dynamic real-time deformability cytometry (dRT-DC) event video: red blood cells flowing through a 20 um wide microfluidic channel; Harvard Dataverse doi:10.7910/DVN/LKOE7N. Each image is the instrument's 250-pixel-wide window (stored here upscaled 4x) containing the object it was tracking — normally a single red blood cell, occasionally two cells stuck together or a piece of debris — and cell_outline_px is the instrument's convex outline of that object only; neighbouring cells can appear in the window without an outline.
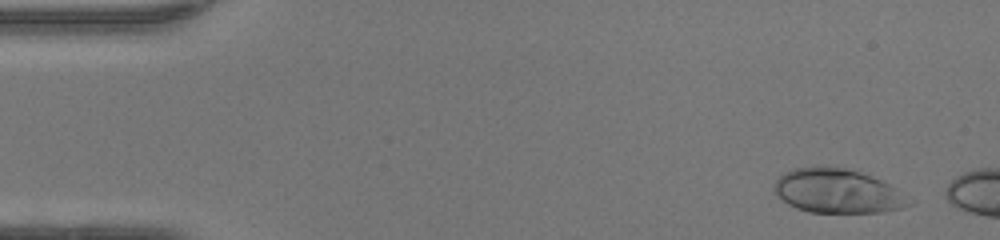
{"species": "human", "species_latin": "Homo sapiens", "temperature_condition": "warm", "stored_images_in_passage": 6, "camera_frame_rate_fps": 3000, "um_per_image_px": 0.085, "donor": {"sex": "female"}, "frame": {"image": 1, "passage_image": 1, "time_ms": 0.0, "image_size_px": [1000, 240], "cell_outline_px": [[912, 204], [900, 208], [880, 212], [808, 212], [796, 208], [788, 204], [772, 188], [776, 180], [784, 172], [792, 168], [844, 168], [860, 172], [880, 180], [896, 188]], "centroid_in_image_um": [71.15, 16.26], "position_along_channel_um": 13.8, "area_um2": 33.81}}